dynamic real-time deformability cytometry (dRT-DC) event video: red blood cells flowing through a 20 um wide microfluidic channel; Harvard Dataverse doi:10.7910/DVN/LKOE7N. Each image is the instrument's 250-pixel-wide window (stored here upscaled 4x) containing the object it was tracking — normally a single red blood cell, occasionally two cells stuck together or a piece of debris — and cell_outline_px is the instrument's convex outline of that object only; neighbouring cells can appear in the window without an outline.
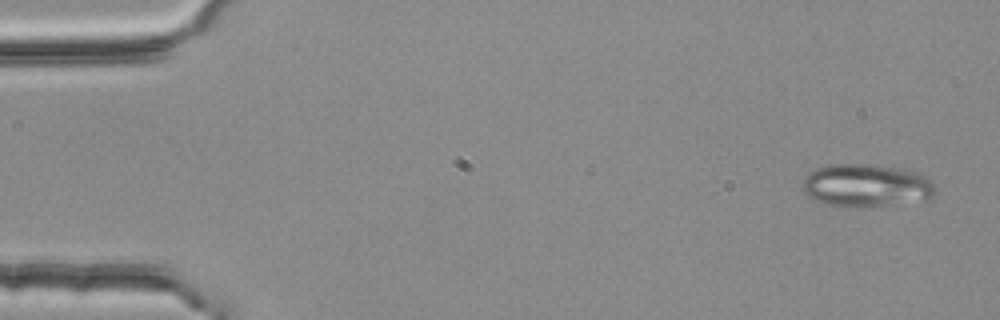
{"species": "common noctule bat (a hibernating species)", "species_latin": "Nyctalus noctula", "temperature_condition": "room temperature", "stored_images_in_passage": 4, "camera_frame_rate_fps": 3000, "um_per_image_px": 0.085, "animal": {"sex": "female", "body_mass_g": 25.1}, "frame": {"image": 1, "passage_image": 1, "time_ms": 0.0, "image_size_px": [1000, 320], "cell_outline_px": [[936, 196], [924, 200], [888, 204], [828, 204], [816, 200], [808, 196], [804, 192], [800, 184], [804, 176], [816, 168], [832, 164], [876, 164], [916, 172], [932, 180], [936, 188]], "centroid_in_image_um": [73.64, 15.71], "position_along_channel_um": 11.4, "area_um2": 32.48}}